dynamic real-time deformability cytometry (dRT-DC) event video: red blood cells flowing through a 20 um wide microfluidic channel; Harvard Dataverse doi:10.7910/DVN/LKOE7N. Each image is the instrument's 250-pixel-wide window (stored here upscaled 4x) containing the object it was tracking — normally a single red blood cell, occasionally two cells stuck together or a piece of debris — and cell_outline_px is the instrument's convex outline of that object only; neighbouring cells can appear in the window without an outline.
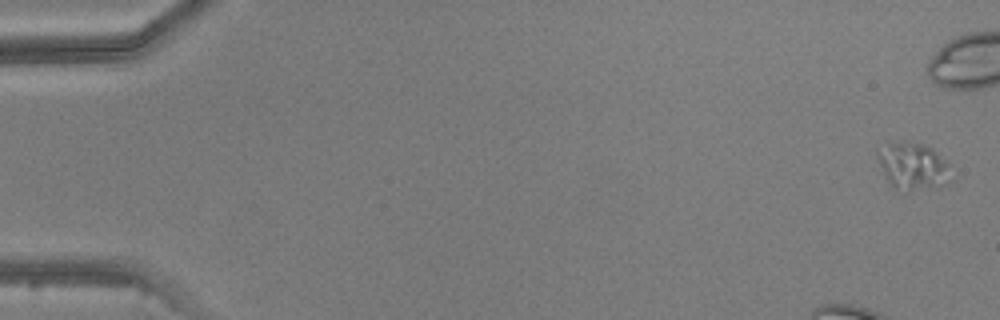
{"species": "common noctule bat (a hibernating species)", "species_latin": "Nyctalus noctula", "temperature_condition": "warm", "stored_images_in_passage": 6, "camera_frame_rate_fps": 3000, "um_per_image_px": 0.085, "animal": {"sex": "male", "body_mass_g": 20.5, "forearm_length_mm": 52.5}, "frame": {"image": 1, "passage_image": 6, "time_ms": 6.0, "image_size_px": [1000, 320], "cell_outline_px": [[956, 180], [948, 184], [932, 188], [908, 192], [892, 188], [876, 156], [892, 144], [900, 140], [920, 144], [932, 148], [948, 164]], "centroid_in_image_um": [77.71, 14.2], "position_along_channel_um": 7.3, "area_um2": 20.11}}